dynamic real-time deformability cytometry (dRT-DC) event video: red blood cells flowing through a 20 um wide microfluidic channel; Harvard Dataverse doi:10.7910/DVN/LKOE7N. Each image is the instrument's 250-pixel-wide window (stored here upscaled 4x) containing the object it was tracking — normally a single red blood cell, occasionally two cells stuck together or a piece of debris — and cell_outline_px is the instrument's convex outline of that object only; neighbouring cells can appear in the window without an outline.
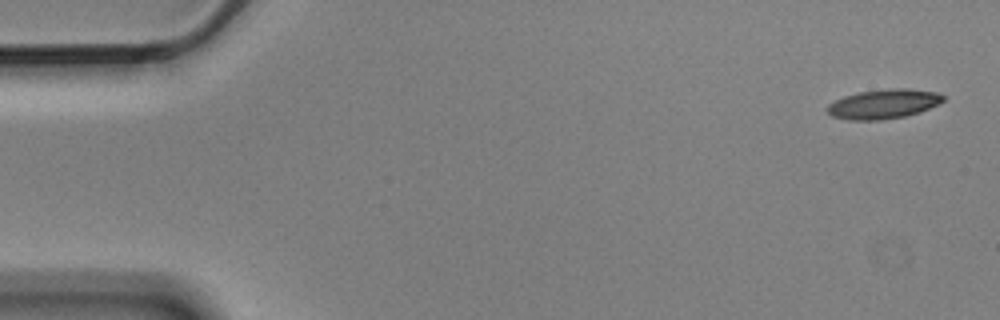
{"species": "Egyptian fruit bat (a non-hibernating species)", "species_latin": "Rousettus aegyptiacus", "temperature_condition": "cold", "stored_images_in_passage": 5, "segment_of_instrument_passage": [1, 2], "camera_frame_rate_fps": 3000, "um_per_image_px": 0.085, "animal": {"sex": "male"}, "frame": {"image": 1, "passage_image": 1, "time_ms": 0.0, "image_size_px": [1000, 320], "cell_outline_px": [[944, 100], [940, 104], [920, 112], [904, 116], [880, 120], [848, 120], [832, 116], [828, 112], [828, 104], [844, 96], [860, 92], [888, 88], [908, 88], [936, 92], [944, 96]], "centroid_in_image_um": [75.13, 8.83], "position_along_channel_um": 9.9, "area_um2": 19.88}}
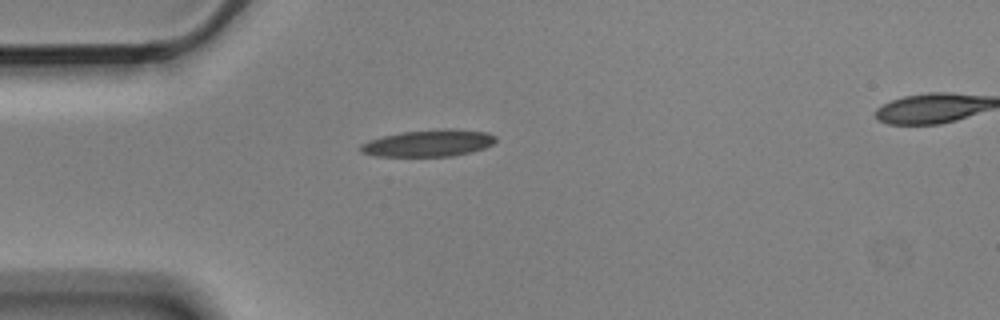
{"frame": {"image": 2, "passage_image": 4, "time_ms": 1.0, "image_size_px": [1000, 320], "cell_outline_px": [[496, 140], [492, 144], [484, 148], [472, 152], [452, 156], [376, 156], [360, 152], [360, 144], [368, 140], [400, 132], [448, 128], [488, 132], [496, 136]], "centroid_in_image_um": [36.43, 12.16], "position_along_channel_um": 48.6, "area_um2": 21.21}}